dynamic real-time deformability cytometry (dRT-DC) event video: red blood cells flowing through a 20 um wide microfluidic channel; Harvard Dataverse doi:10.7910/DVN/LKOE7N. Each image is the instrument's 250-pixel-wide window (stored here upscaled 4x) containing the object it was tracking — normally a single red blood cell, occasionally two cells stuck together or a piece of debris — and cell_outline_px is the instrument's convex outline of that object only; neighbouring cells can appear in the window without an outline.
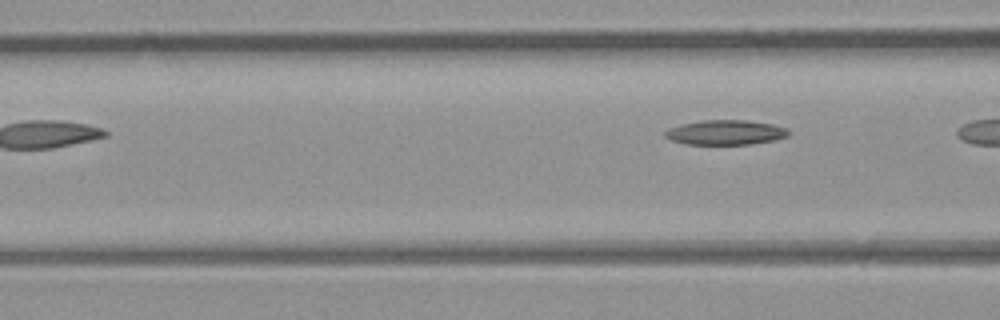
{"species": "common noctule bat (a hibernating species)", "species_latin": "Nyctalus noctula", "temperature_condition": "room temperature", "stored_images_in_passage": 5, "camera_frame_rate_fps": 3000, "um_per_image_px": 0.085, "animal": {"sex": "male", "body_mass_g": 23.1, "forearm_length_mm": 52.7}, "frame": {"image": 1, "passage_image": 5, "time_ms": 1.333, "image_size_px": [1000, 320], "cell_outline_px": [[788, 136], [776, 140], [748, 144], [684, 144], [672, 140], [664, 136], [664, 132], [668, 128], [680, 124], [704, 120], [748, 120], [772, 124], [788, 128]], "centroid_in_image_um": [61.66, 11.25], "position_along_channel_um": 104.9, "area_um2": 17.86}}